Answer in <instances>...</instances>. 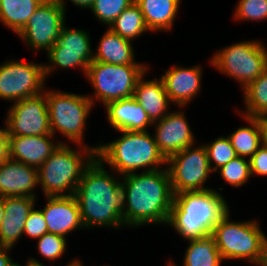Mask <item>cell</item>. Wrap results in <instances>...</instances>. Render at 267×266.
<instances>
[{"label":"cell","mask_w":267,"mask_h":266,"mask_svg":"<svg viewBox=\"0 0 267 266\" xmlns=\"http://www.w3.org/2000/svg\"><path fill=\"white\" fill-rule=\"evenodd\" d=\"M104 166L96 157L84 171L76 188L75 197L85 228L125 226L123 213L126 199L121 180L113 177Z\"/></svg>","instance_id":"obj_1"},{"label":"cell","mask_w":267,"mask_h":266,"mask_svg":"<svg viewBox=\"0 0 267 266\" xmlns=\"http://www.w3.org/2000/svg\"><path fill=\"white\" fill-rule=\"evenodd\" d=\"M125 193L123 223L125 226L167 224L174 201V193L167 167L122 177Z\"/></svg>","instance_id":"obj_2"},{"label":"cell","mask_w":267,"mask_h":266,"mask_svg":"<svg viewBox=\"0 0 267 266\" xmlns=\"http://www.w3.org/2000/svg\"><path fill=\"white\" fill-rule=\"evenodd\" d=\"M229 210L221 193L214 189L182 192L174 195L168 225L188 240L210 235Z\"/></svg>","instance_id":"obj_3"},{"label":"cell","mask_w":267,"mask_h":266,"mask_svg":"<svg viewBox=\"0 0 267 266\" xmlns=\"http://www.w3.org/2000/svg\"><path fill=\"white\" fill-rule=\"evenodd\" d=\"M122 134L117 140L99 145L96 157L107 163L116 173L126 175L136 170L159 169L167 159L160 152L153 136L147 131H118Z\"/></svg>","instance_id":"obj_4"},{"label":"cell","mask_w":267,"mask_h":266,"mask_svg":"<svg viewBox=\"0 0 267 266\" xmlns=\"http://www.w3.org/2000/svg\"><path fill=\"white\" fill-rule=\"evenodd\" d=\"M78 146L80 150L76 151L66 143H60L38 168L39 184L45 197L75 195L79 181L86 168L96 158L99 147Z\"/></svg>","instance_id":"obj_5"},{"label":"cell","mask_w":267,"mask_h":266,"mask_svg":"<svg viewBox=\"0 0 267 266\" xmlns=\"http://www.w3.org/2000/svg\"><path fill=\"white\" fill-rule=\"evenodd\" d=\"M227 211L214 226L211 235L215 238L221 258L246 259L262 266L264 261L265 234L255 221L234 222Z\"/></svg>","instance_id":"obj_6"},{"label":"cell","mask_w":267,"mask_h":266,"mask_svg":"<svg viewBox=\"0 0 267 266\" xmlns=\"http://www.w3.org/2000/svg\"><path fill=\"white\" fill-rule=\"evenodd\" d=\"M45 90L51 134L55 136L56 131H59L74 144H84L82 142L84 141L83 133L92 106L96 104V101H93L94 98L74 93Z\"/></svg>","instance_id":"obj_7"},{"label":"cell","mask_w":267,"mask_h":266,"mask_svg":"<svg viewBox=\"0 0 267 266\" xmlns=\"http://www.w3.org/2000/svg\"><path fill=\"white\" fill-rule=\"evenodd\" d=\"M147 65H113L92 61L86 77L95 89L94 98L108 103L134 95L138 79L149 70Z\"/></svg>","instance_id":"obj_8"},{"label":"cell","mask_w":267,"mask_h":266,"mask_svg":"<svg viewBox=\"0 0 267 266\" xmlns=\"http://www.w3.org/2000/svg\"><path fill=\"white\" fill-rule=\"evenodd\" d=\"M211 64L221 73L238 80L244 89L266 69L267 49L259 41L237 42L217 51Z\"/></svg>","instance_id":"obj_9"},{"label":"cell","mask_w":267,"mask_h":266,"mask_svg":"<svg viewBox=\"0 0 267 266\" xmlns=\"http://www.w3.org/2000/svg\"><path fill=\"white\" fill-rule=\"evenodd\" d=\"M193 146L195 145L167 158L166 166L174 195L182 192L210 190L203 186L212 172L206 148L204 145L196 148Z\"/></svg>","instance_id":"obj_10"},{"label":"cell","mask_w":267,"mask_h":266,"mask_svg":"<svg viewBox=\"0 0 267 266\" xmlns=\"http://www.w3.org/2000/svg\"><path fill=\"white\" fill-rule=\"evenodd\" d=\"M44 64L9 60L0 65V98L12 102L44 92Z\"/></svg>","instance_id":"obj_11"},{"label":"cell","mask_w":267,"mask_h":266,"mask_svg":"<svg viewBox=\"0 0 267 266\" xmlns=\"http://www.w3.org/2000/svg\"><path fill=\"white\" fill-rule=\"evenodd\" d=\"M90 44L87 32L67 28L64 23L55 44L47 52L51 65L44 64L45 76L48 77L53 69L58 67L70 69L76 66L80 67L86 75L87 68L93 61V51Z\"/></svg>","instance_id":"obj_12"},{"label":"cell","mask_w":267,"mask_h":266,"mask_svg":"<svg viewBox=\"0 0 267 266\" xmlns=\"http://www.w3.org/2000/svg\"><path fill=\"white\" fill-rule=\"evenodd\" d=\"M65 12L57 0H43L18 36L34 50L48 52L60 35Z\"/></svg>","instance_id":"obj_13"},{"label":"cell","mask_w":267,"mask_h":266,"mask_svg":"<svg viewBox=\"0 0 267 266\" xmlns=\"http://www.w3.org/2000/svg\"><path fill=\"white\" fill-rule=\"evenodd\" d=\"M6 128L9 136L51 134L45 91L13 102L7 113Z\"/></svg>","instance_id":"obj_14"},{"label":"cell","mask_w":267,"mask_h":266,"mask_svg":"<svg viewBox=\"0 0 267 266\" xmlns=\"http://www.w3.org/2000/svg\"><path fill=\"white\" fill-rule=\"evenodd\" d=\"M154 139L160 152L167 159L181 150L195 145L194 135L189 127L185 113L168 112L155 125Z\"/></svg>","instance_id":"obj_15"},{"label":"cell","mask_w":267,"mask_h":266,"mask_svg":"<svg viewBox=\"0 0 267 266\" xmlns=\"http://www.w3.org/2000/svg\"><path fill=\"white\" fill-rule=\"evenodd\" d=\"M47 204L42 210L48 233L65 238L69 233L84 228L80 207L75 195L46 196Z\"/></svg>","instance_id":"obj_16"},{"label":"cell","mask_w":267,"mask_h":266,"mask_svg":"<svg viewBox=\"0 0 267 266\" xmlns=\"http://www.w3.org/2000/svg\"><path fill=\"white\" fill-rule=\"evenodd\" d=\"M39 185L38 168L9 158L0 164L1 197H36L34 189Z\"/></svg>","instance_id":"obj_17"},{"label":"cell","mask_w":267,"mask_h":266,"mask_svg":"<svg viewBox=\"0 0 267 266\" xmlns=\"http://www.w3.org/2000/svg\"><path fill=\"white\" fill-rule=\"evenodd\" d=\"M164 73L160 78L172 104L184 107L198 95L202 79L200 66L191 68L173 66Z\"/></svg>","instance_id":"obj_18"},{"label":"cell","mask_w":267,"mask_h":266,"mask_svg":"<svg viewBox=\"0 0 267 266\" xmlns=\"http://www.w3.org/2000/svg\"><path fill=\"white\" fill-rule=\"evenodd\" d=\"M36 198L29 196L4 197L5 217L0 226V245L13 247L24 235V226Z\"/></svg>","instance_id":"obj_19"},{"label":"cell","mask_w":267,"mask_h":266,"mask_svg":"<svg viewBox=\"0 0 267 266\" xmlns=\"http://www.w3.org/2000/svg\"><path fill=\"white\" fill-rule=\"evenodd\" d=\"M53 135L9 136L10 158L39 168L62 143L52 140Z\"/></svg>","instance_id":"obj_20"},{"label":"cell","mask_w":267,"mask_h":266,"mask_svg":"<svg viewBox=\"0 0 267 266\" xmlns=\"http://www.w3.org/2000/svg\"><path fill=\"white\" fill-rule=\"evenodd\" d=\"M107 119L116 131H147L154 123L134 96L108 103Z\"/></svg>","instance_id":"obj_21"},{"label":"cell","mask_w":267,"mask_h":266,"mask_svg":"<svg viewBox=\"0 0 267 266\" xmlns=\"http://www.w3.org/2000/svg\"><path fill=\"white\" fill-rule=\"evenodd\" d=\"M147 72L148 70L138 79L133 96L142 105L150 120L156 124L168 113L170 100L161 78L144 81Z\"/></svg>","instance_id":"obj_22"},{"label":"cell","mask_w":267,"mask_h":266,"mask_svg":"<svg viewBox=\"0 0 267 266\" xmlns=\"http://www.w3.org/2000/svg\"><path fill=\"white\" fill-rule=\"evenodd\" d=\"M134 52L131 40L121 37L108 27L93 54V61L113 65H144L134 61Z\"/></svg>","instance_id":"obj_23"},{"label":"cell","mask_w":267,"mask_h":266,"mask_svg":"<svg viewBox=\"0 0 267 266\" xmlns=\"http://www.w3.org/2000/svg\"><path fill=\"white\" fill-rule=\"evenodd\" d=\"M181 0H135L149 31L172 29Z\"/></svg>","instance_id":"obj_24"},{"label":"cell","mask_w":267,"mask_h":266,"mask_svg":"<svg viewBox=\"0 0 267 266\" xmlns=\"http://www.w3.org/2000/svg\"><path fill=\"white\" fill-rule=\"evenodd\" d=\"M249 123L247 127H240L228 137L237 156L249 157L258 150L264 142L263 126L260 118L243 116ZM251 125V126H250Z\"/></svg>","instance_id":"obj_25"},{"label":"cell","mask_w":267,"mask_h":266,"mask_svg":"<svg viewBox=\"0 0 267 266\" xmlns=\"http://www.w3.org/2000/svg\"><path fill=\"white\" fill-rule=\"evenodd\" d=\"M43 0H0V21L18 34Z\"/></svg>","instance_id":"obj_26"},{"label":"cell","mask_w":267,"mask_h":266,"mask_svg":"<svg viewBox=\"0 0 267 266\" xmlns=\"http://www.w3.org/2000/svg\"><path fill=\"white\" fill-rule=\"evenodd\" d=\"M189 246L184 255L183 266H221L220 252L215 238L210 234L206 237L188 240Z\"/></svg>","instance_id":"obj_27"},{"label":"cell","mask_w":267,"mask_h":266,"mask_svg":"<svg viewBox=\"0 0 267 266\" xmlns=\"http://www.w3.org/2000/svg\"><path fill=\"white\" fill-rule=\"evenodd\" d=\"M108 27L121 37L131 41L149 31L136 2L127 7Z\"/></svg>","instance_id":"obj_28"},{"label":"cell","mask_w":267,"mask_h":266,"mask_svg":"<svg viewBox=\"0 0 267 266\" xmlns=\"http://www.w3.org/2000/svg\"><path fill=\"white\" fill-rule=\"evenodd\" d=\"M246 110L243 116L261 118L267 115V67L264 72L244 89Z\"/></svg>","instance_id":"obj_29"},{"label":"cell","mask_w":267,"mask_h":266,"mask_svg":"<svg viewBox=\"0 0 267 266\" xmlns=\"http://www.w3.org/2000/svg\"><path fill=\"white\" fill-rule=\"evenodd\" d=\"M221 178L232 187L243 186L251 177L250 159L236 156L233 160L217 170Z\"/></svg>","instance_id":"obj_30"},{"label":"cell","mask_w":267,"mask_h":266,"mask_svg":"<svg viewBox=\"0 0 267 266\" xmlns=\"http://www.w3.org/2000/svg\"><path fill=\"white\" fill-rule=\"evenodd\" d=\"M204 146L207 151L209 166L212 172H216L237 156L229 137L221 136L210 144H204ZM211 162L215 165L212 166Z\"/></svg>","instance_id":"obj_31"},{"label":"cell","mask_w":267,"mask_h":266,"mask_svg":"<svg viewBox=\"0 0 267 266\" xmlns=\"http://www.w3.org/2000/svg\"><path fill=\"white\" fill-rule=\"evenodd\" d=\"M134 2L135 0H94L90 9L96 19L110 26Z\"/></svg>","instance_id":"obj_32"},{"label":"cell","mask_w":267,"mask_h":266,"mask_svg":"<svg viewBox=\"0 0 267 266\" xmlns=\"http://www.w3.org/2000/svg\"><path fill=\"white\" fill-rule=\"evenodd\" d=\"M236 5L235 18L238 20H267V0H239Z\"/></svg>","instance_id":"obj_33"},{"label":"cell","mask_w":267,"mask_h":266,"mask_svg":"<svg viewBox=\"0 0 267 266\" xmlns=\"http://www.w3.org/2000/svg\"><path fill=\"white\" fill-rule=\"evenodd\" d=\"M39 254L48 260L60 258L66 252V238L46 233L38 239Z\"/></svg>","instance_id":"obj_34"},{"label":"cell","mask_w":267,"mask_h":266,"mask_svg":"<svg viewBox=\"0 0 267 266\" xmlns=\"http://www.w3.org/2000/svg\"><path fill=\"white\" fill-rule=\"evenodd\" d=\"M24 233L31 238L39 239L48 233L47 224L41 209H32L24 226Z\"/></svg>","instance_id":"obj_35"},{"label":"cell","mask_w":267,"mask_h":266,"mask_svg":"<svg viewBox=\"0 0 267 266\" xmlns=\"http://www.w3.org/2000/svg\"><path fill=\"white\" fill-rule=\"evenodd\" d=\"M251 175L267 176V145L263 142L250 158Z\"/></svg>","instance_id":"obj_36"},{"label":"cell","mask_w":267,"mask_h":266,"mask_svg":"<svg viewBox=\"0 0 267 266\" xmlns=\"http://www.w3.org/2000/svg\"><path fill=\"white\" fill-rule=\"evenodd\" d=\"M10 158L9 135L7 128L0 129V164Z\"/></svg>","instance_id":"obj_37"},{"label":"cell","mask_w":267,"mask_h":266,"mask_svg":"<svg viewBox=\"0 0 267 266\" xmlns=\"http://www.w3.org/2000/svg\"><path fill=\"white\" fill-rule=\"evenodd\" d=\"M59 2V4L66 10L65 6V2L64 0H57ZM74 5H76L77 7H82L83 9L85 8H90L92 6V3L94 0H70Z\"/></svg>","instance_id":"obj_38"},{"label":"cell","mask_w":267,"mask_h":266,"mask_svg":"<svg viewBox=\"0 0 267 266\" xmlns=\"http://www.w3.org/2000/svg\"><path fill=\"white\" fill-rule=\"evenodd\" d=\"M11 247H1L0 248V266H8L12 258L8 256L7 252L10 251Z\"/></svg>","instance_id":"obj_39"},{"label":"cell","mask_w":267,"mask_h":266,"mask_svg":"<svg viewBox=\"0 0 267 266\" xmlns=\"http://www.w3.org/2000/svg\"><path fill=\"white\" fill-rule=\"evenodd\" d=\"M261 123L263 126V138H264V143L267 145V115L264 117H261Z\"/></svg>","instance_id":"obj_40"},{"label":"cell","mask_w":267,"mask_h":266,"mask_svg":"<svg viewBox=\"0 0 267 266\" xmlns=\"http://www.w3.org/2000/svg\"><path fill=\"white\" fill-rule=\"evenodd\" d=\"M4 217H5L4 197L0 196V226Z\"/></svg>","instance_id":"obj_41"},{"label":"cell","mask_w":267,"mask_h":266,"mask_svg":"<svg viewBox=\"0 0 267 266\" xmlns=\"http://www.w3.org/2000/svg\"><path fill=\"white\" fill-rule=\"evenodd\" d=\"M26 266H44L40 261L34 258H29L27 260V265Z\"/></svg>","instance_id":"obj_42"},{"label":"cell","mask_w":267,"mask_h":266,"mask_svg":"<svg viewBox=\"0 0 267 266\" xmlns=\"http://www.w3.org/2000/svg\"><path fill=\"white\" fill-rule=\"evenodd\" d=\"M262 266H267V236L265 235L264 261Z\"/></svg>","instance_id":"obj_43"},{"label":"cell","mask_w":267,"mask_h":266,"mask_svg":"<svg viewBox=\"0 0 267 266\" xmlns=\"http://www.w3.org/2000/svg\"><path fill=\"white\" fill-rule=\"evenodd\" d=\"M67 266H84V265L78 259H74V261L70 262V264L68 263Z\"/></svg>","instance_id":"obj_44"},{"label":"cell","mask_w":267,"mask_h":266,"mask_svg":"<svg viewBox=\"0 0 267 266\" xmlns=\"http://www.w3.org/2000/svg\"><path fill=\"white\" fill-rule=\"evenodd\" d=\"M8 266H21V265L12 260Z\"/></svg>","instance_id":"obj_45"},{"label":"cell","mask_w":267,"mask_h":266,"mask_svg":"<svg viewBox=\"0 0 267 266\" xmlns=\"http://www.w3.org/2000/svg\"><path fill=\"white\" fill-rule=\"evenodd\" d=\"M168 266H176V265H174V263L170 261Z\"/></svg>","instance_id":"obj_46"}]
</instances>
